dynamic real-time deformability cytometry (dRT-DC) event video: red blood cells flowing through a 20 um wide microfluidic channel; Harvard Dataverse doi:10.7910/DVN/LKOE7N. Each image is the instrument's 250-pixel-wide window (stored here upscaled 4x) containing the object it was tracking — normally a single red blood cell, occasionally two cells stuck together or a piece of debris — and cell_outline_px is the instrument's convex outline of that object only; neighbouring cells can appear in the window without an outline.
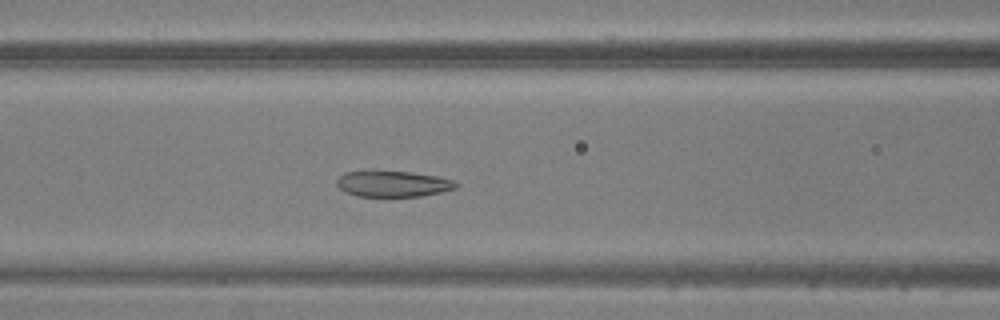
{"species": "common noctule bat (a hibernating species)", "species_latin": "Nyctalus noctula", "temperature_condition": "warm", "stored_images_in_passage": 47, "camera_frame_rate_fps": 3000, "um_per_image_px": 0.085, "animal": {"sex": "male", "body_mass_g": 20.5, "forearm_length_mm": 52.5}, "frame": {"image": 1, "passage_image": 19, "time_ms": 6.0, "image_size_px": [1000, 320], "cell_outline_px": [[460, 184], [456, 188], [440, 192], [420, 196], [356, 196], [344, 192], [336, 184], [336, 180], [344, 172], [368, 168], [376, 168], [408, 172], [436, 176], [452, 180]], "centroid_in_image_um": [33.31, 15.58], "position_along_channel_um": 133.3, "area_um2": 18.73}}
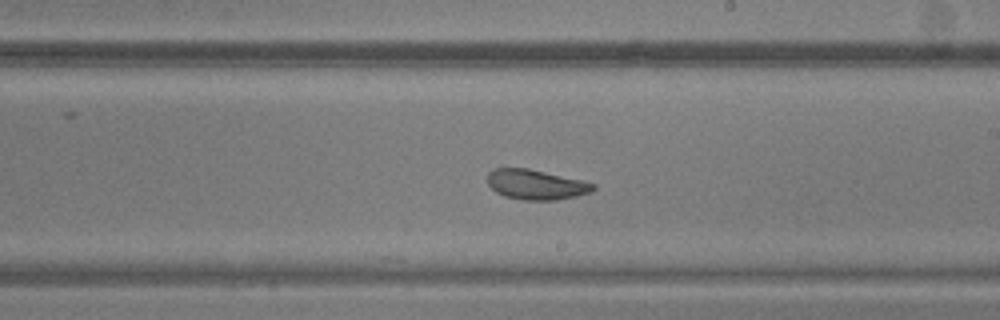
{"frame": {"image": 2, "passage_image": 27, "time_ms": 8.667, "image_size_px": [1000, 320], "cell_outline_px": [[596, 188], [592, 192], [576, 196], [556, 200], [520, 200], [504, 196], [496, 192], [488, 184], [488, 172], [496, 168], [528, 168], [580, 180], [596, 184]], "centroid_in_image_um": [45.56, 15.7], "position_along_channel_um": 243.4, "area_um2": 18.44}}
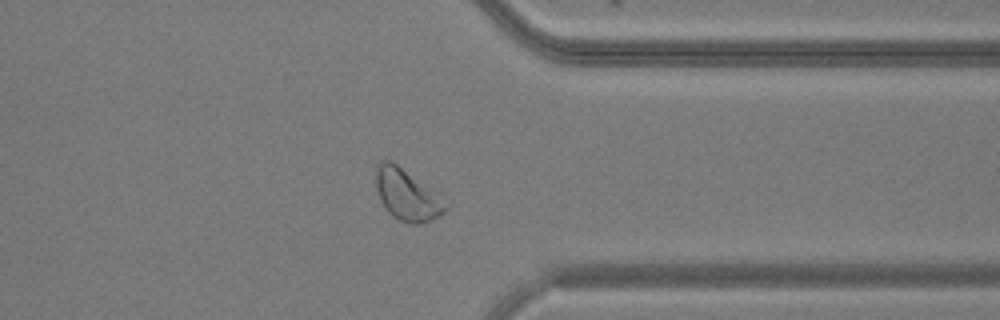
{"frame": {"image": 3, "passage_image": 37, "time_ms": 12.0, "image_size_px": [1000, 320], "cell_outline_px": [[452, 204], [440, 216], [420, 224], [412, 224], [400, 220], [392, 216], [388, 212], [380, 200], [376, 188], [376, 164], [380, 160], [392, 160], [452, 200]], "centroid_in_image_um": [34.7, 16.54], "position_along_channel_um": 376.7, "area_um2": 21.91}}